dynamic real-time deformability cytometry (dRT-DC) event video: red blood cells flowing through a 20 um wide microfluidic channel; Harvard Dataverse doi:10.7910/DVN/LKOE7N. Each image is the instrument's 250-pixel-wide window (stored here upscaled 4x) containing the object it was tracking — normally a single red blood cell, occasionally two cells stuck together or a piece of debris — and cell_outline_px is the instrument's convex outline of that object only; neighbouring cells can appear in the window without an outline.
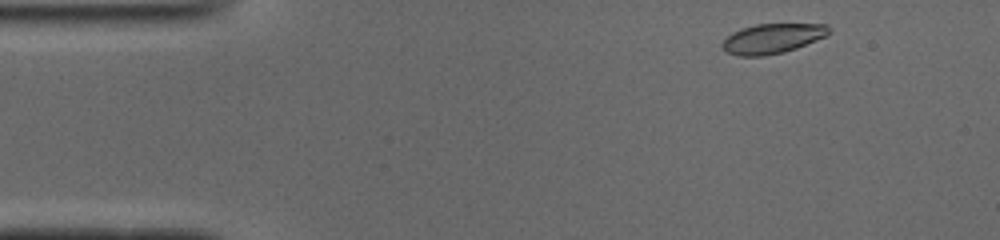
{"species": "common noctule bat (a hibernating species)", "species_latin": "Nyctalus noctula", "temperature_condition": "cold", "stored_images_in_passage": 47, "camera_frame_rate_fps": 3000, "um_per_image_px": 0.085, "animal": {"sex": "male", "body_mass_g": 19.0, "forearm_length_mm": 50.8}, "frame": {"image": 1, "passage_image": 2, "time_ms": 0.333, "image_size_px": [1000, 240], "cell_outline_px": [[832, 32], [828, 36], [796, 48], [784, 52], [764, 56], [736, 56], [728, 52], [720, 44], [732, 32], [756, 24], [828, 24], [832, 28]], "centroid_in_image_um": [65.72, 3.27], "position_along_channel_um": 19.3, "area_um2": 18.67}}
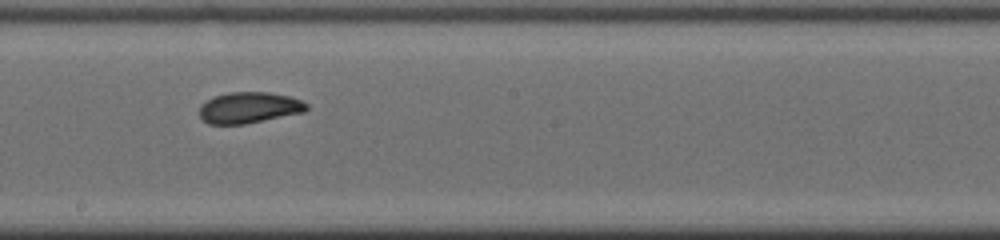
{"frame": {"image": 2, "passage_image": 24, "time_ms": 7.667, "image_size_px": [1000, 240], "cell_outline_px": [[308, 108], [304, 112], [244, 124], [208, 124], [200, 116], [200, 104], [216, 96], [228, 92], [268, 92], [288, 96], [300, 100], [308, 104]], "centroid_in_image_um": [21.17, 9.15], "position_along_channel_um": 227.0, "area_um2": 19.25}}
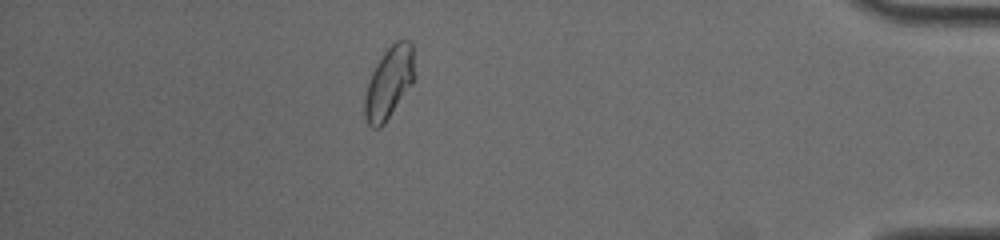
{"frame": {"image": 3, "passage_image": 41, "time_ms": 13.333, "image_size_px": [1000, 240], "cell_outline_px": [[416, 76], [412, 84], [384, 124], [380, 128], [372, 128], [368, 124], [364, 116], [364, 96], [372, 72], [376, 64], [384, 52], [396, 40], [408, 40], [412, 44]], "centroid_in_image_um": [33.08, 7.03], "position_along_channel_um": 402.1, "area_um2": 20.92}, "authors_computed_cell_mechanics": {"area_um2": 19.5942, "velocity_mm_per_s": 3.9167, "shape_relaxation_time_tau1_ms": 3.7527, "shape_relaxation_time_tau2_ms": 1.8572, "deformation_change_tau1": 0.1081, "deformation_change_tau2": 0.0534}}